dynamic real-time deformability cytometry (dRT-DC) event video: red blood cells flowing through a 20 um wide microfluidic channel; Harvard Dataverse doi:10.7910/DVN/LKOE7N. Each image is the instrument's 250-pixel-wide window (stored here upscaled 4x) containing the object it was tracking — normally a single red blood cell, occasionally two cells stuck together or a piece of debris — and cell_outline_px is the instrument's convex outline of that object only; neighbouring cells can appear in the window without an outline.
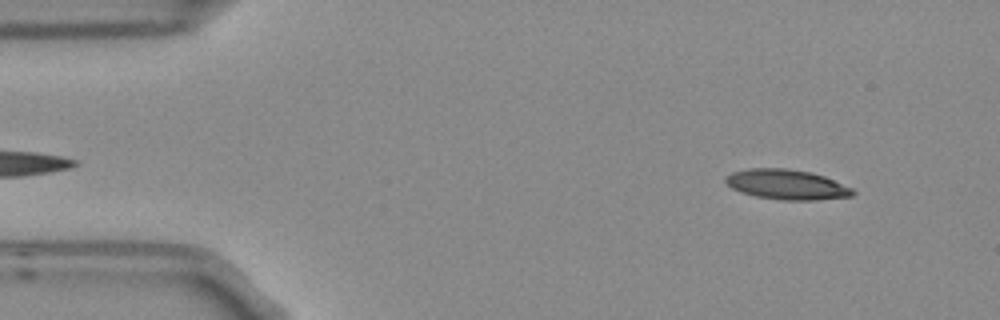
{"species": "Egyptian fruit bat (a non-hibernating species)", "species_latin": "Rousettus aegyptiacus", "temperature_condition": "room temperature", "stored_images_in_passage": 6, "camera_frame_rate_fps": 3000, "um_per_image_px": 0.085, "frame": {"image": 1, "passage_image": 1, "time_ms": 0.0, "image_size_px": [1000, 320], "cell_outline_px": [[856, 192], [852, 196], [816, 200], [780, 200], [756, 196], [740, 192], [732, 188], [724, 180], [724, 176], [732, 172], [748, 168], [788, 168], [812, 172], [824, 176], [852, 188]], "centroid_in_image_um": [66.85, 15.68], "position_along_channel_um": 18.1, "area_um2": 22.37}}
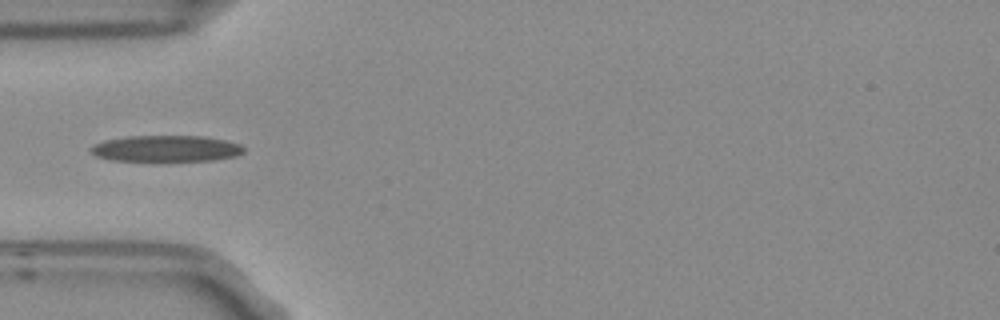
{"frame": {"image": 2, "passage_image": 4, "time_ms": 1.0, "image_size_px": [1000, 320], "cell_outline_px": [[244, 152], [236, 156], [216, 160], [160, 164], [112, 160], [96, 156], [88, 148], [92, 144], [104, 140], [128, 136], [204, 136], [228, 140], [240, 144], [244, 148]], "centroid_in_image_um": [14.11, 12.68], "position_along_channel_um": 70.9, "area_um2": 24.91}}